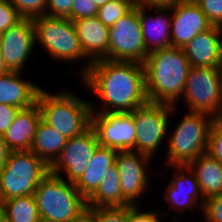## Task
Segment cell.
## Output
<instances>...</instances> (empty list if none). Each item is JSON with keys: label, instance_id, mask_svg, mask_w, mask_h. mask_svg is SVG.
Instances as JSON below:
<instances>
[{"label": "cell", "instance_id": "33", "mask_svg": "<svg viewBox=\"0 0 222 222\" xmlns=\"http://www.w3.org/2000/svg\"><path fill=\"white\" fill-rule=\"evenodd\" d=\"M98 5L92 0H74L71 9V20L97 16Z\"/></svg>", "mask_w": 222, "mask_h": 222}, {"label": "cell", "instance_id": "6", "mask_svg": "<svg viewBox=\"0 0 222 222\" xmlns=\"http://www.w3.org/2000/svg\"><path fill=\"white\" fill-rule=\"evenodd\" d=\"M50 167L32 151H11L0 169V192L4 201L33 195Z\"/></svg>", "mask_w": 222, "mask_h": 222}, {"label": "cell", "instance_id": "36", "mask_svg": "<svg viewBox=\"0 0 222 222\" xmlns=\"http://www.w3.org/2000/svg\"><path fill=\"white\" fill-rule=\"evenodd\" d=\"M138 205L128 206V222H161L159 212L139 210Z\"/></svg>", "mask_w": 222, "mask_h": 222}, {"label": "cell", "instance_id": "13", "mask_svg": "<svg viewBox=\"0 0 222 222\" xmlns=\"http://www.w3.org/2000/svg\"><path fill=\"white\" fill-rule=\"evenodd\" d=\"M32 18H23L0 35V51L10 71L22 72L35 46Z\"/></svg>", "mask_w": 222, "mask_h": 222}, {"label": "cell", "instance_id": "14", "mask_svg": "<svg viewBox=\"0 0 222 222\" xmlns=\"http://www.w3.org/2000/svg\"><path fill=\"white\" fill-rule=\"evenodd\" d=\"M151 157L134 150L118 151L116 165L120 176L123 197L131 204L137 205L139 197L149 184L145 170ZM138 199V200H137Z\"/></svg>", "mask_w": 222, "mask_h": 222}, {"label": "cell", "instance_id": "39", "mask_svg": "<svg viewBox=\"0 0 222 222\" xmlns=\"http://www.w3.org/2000/svg\"><path fill=\"white\" fill-rule=\"evenodd\" d=\"M11 151L6 146L3 135H0V169L5 165Z\"/></svg>", "mask_w": 222, "mask_h": 222}, {"label": "cell", "instance_id": "7", "mask_svg": "<svg viewBox=\"0 0 222 222\" xmlns=\"http://www.w3.org/2000/svg\"><path fill=\"white\" fill-rule=\"evenodd\" d=\"M35 42H40L52 60L78 61L87 59L73 21L68 18L37 16L32 19Z\"/></svg>", "mask_w": 222, "mask_h": 222}, {"label": "cell", "instance_id": "8", "mask_svg": "<svg viewBox=\"0 0 222 222\" xmlns=\"http://www.w3.org/2000/svg\"><path fill=\"white\" fill-rule=\"evenodd\" d=\"M182 98L188 111L220 118L222 104V68L191 66Z\"/></svg>", "mask_w": 222, "mask_h": 222}, {"label": "cell", "instance_id": "1", "mask_svg": "<svg viewBox=\"0 0 222 222\" xmlns=\"http://www.w3.org/2000/svg\"><path fill=\"white\" fill-rule=\"evenodd\" d=\"M81 79L102 102L98 111L91 103V113L132 112L148 102L141 63L98 60L91 63Z\"/></svg>", "mask_w": 222, "mask_h": 222}, {"label": "cell", "instance_id": "43", "mask_svg": "<svg viewBox=\"0 0 222 222\" xmlns=\"http://www.w3.org/2000/svg\"><path fill=\"white\" fill-rule=\"evenodd\" d=\"M4 213V199L2 193L0 192V214Z\"/></svg>", "mask_w": 222, "mask_h": 222}, {"label": "cell", "instance_id": "46", "mask_svg": "<svg viewBox=\"0 0 222 222\" xmlns=\"http://www.w3.org/2000/svg\"><path fill=\"white\" fill-rule=\"evenodd\" d=\"M40 222H55V221L40 219Z\"/></svg>", "mask_w": 222, "mask_h": 222}, {"label": "cell", "instance_id": "10", "mask_svg": "<svg viewBox=\"0 0 222 222\" xmlns=\"http://www.w3.org/2000/svg\"><path fill=\"white\" fill-rule=\"evenodd\" d=\"M147 55L139 22V7L135 5L113 26L109 27V47L106 60L143 64Z\"/></svg>", "mask_w": 222, "mask_h": 222}, {"label": "cell", "instance_id": "16", "mask_svg": "<svg viewBox=\"0 0 222 222\" xmlns=\"http://www.w3.org/2000/svg\"><path fill=\"white\" fill-rule=\"evenodd\" d=\"M174 168L177 172L171 180H168L164 199L174 210L182 212L184 209H191L194 211L197 207L202 210L205 199L194 172L188 165H174Z\"/></svg>", "mask_w": 222, "mask_h": 222}, {"label": "cell", "instance_id": "3", "mask_svg": "<svg viewBox=\"0 0 222 222\" xmlns=\"http://www.w3.org/2000/svg\"><path fill=\"white\" fill-rule=\"evenodd\" d=\"M61 91L63 92L51 94L42 88L37 97V104L41 119L70 139L91 125V102L71 92Z\"/></svg>", "mask_w": 222, "mask_h": 222}, {"label": "cell", "instance_id": "26", "mask_svg": "<svg viewBox=\"0 0 222 222\" xmlns=\"http://www.w3.org/2000/svg\"><path fill=\"white\" fill-rule=\"evenodd\" d=\"M4 214L11 222H40L34 195L5 200Z\"/></svg>", "mask_w": 222, "mask_h": 222}, {"label": "cell", "instance_id": "28", "mask_svg": "<svg viewBox=\"0 0 222 222\" xmlns=\"http://www.w3.org/2000/svg\"><path fill=\"white\" fill-rule=\"evenodd\" d=\"M95 222H128V206L125 207H88Z\"/></svg>", "mask_w": 222, "mask_h": 222}, {"label": "cell", "instance_id": "12", "mask_svg": "<svg viewBox=\"0 0 222 222\" xmlns=\"http://www.w3.org/2000/svg\"><path fill=\"white\" fill-rule=\"evenodd\" d=\"M91 126L101 146L117 151H136V130L132 112L91 113Z\"/></svg>", "mask_w": 222, "mask_h": 222}, {"label": "cell", "instance_id": "2", "mask_svg": "<svg viewBox=\"0 0 222 222\" xmlns=\"http://www.w3.org/2000/svg\"><path fill=\"white\" fill-rule=\"evenodd\" d=\"M143 66L148 101L177 106L191 68L183 49L170 46L151 52Z\"/></svg>", "mask_w": 222, "mask_h": 222}, {"label": "cell", "instance_id": "48", "mask_svg": "<svg viewBox=\"0 0 222 222\" xmlns=\"http://www.w3.org/2000/svg\"><path fill=\"white\" fill-rule=\"evenodd\" d=\"M220 119H222V104H221V110H220Z\"/></svg>", "mask_w": 222, "mask_h": 222}, {"label": "cell", "instance_id": "44", "mask_svg": "<svg viewBox=\"0 0 222 222\" xmlns=\"http://www.w3.org/2000/svg\"><path fill=\"white\" fill-rule=\"evenodd\" d=\"M177 4H184V3H197L198 0H175Z\"/></svg>", "mask_w": 222, "mask_h": 222}, {"label": "cell", "instance_id": "23", "mask_svg": "<svg viewBox=\"0 0 222 222\" xmlns=\"http://www.w3.org/2000/svg\"><path fill=\"white\" fill-rule=\"evenodd\" d=\"M188 166L194 172L204 199L222 194V165L207 152Z\"/></svg>", "mask_w": 222, "mask_h": 222}, {"label": "cell", "instance_id": "31", "mask_svg": "<svg viewBox=\"0 0 222 222\" xmlns=\"http://www.w3.org/2000/svg\"><path fill=\"white\" fill-rule=\"evenodd\" d=\"M22 19L23 17L9 0H0V35Z\"/></svg>", "mask_w": 222, "mask_h": 222}, {"label": "cell", "instance_id": "5", "mask_svg": "<svg viewBox=\"0 0 222 222\" xmlns=\"http://www.w3.org/2000/svg\"><path fill=\"white\" fill-rule=\"evenodd\" d=\"M215 118L206 113L187 112L176 128L171 129L167 141L166 164L188 165L207 152L209 132Z\"/></svg>", "mask_w": 222, "mask_h": 222}, {"label": "cell", "instance_id": "41", "mask_svg": "<svg viewBox=\"0 0 222 222\" xmlns=\"http://www.w3.org/2000/svg\"><path fill=\"white\" fill-rule=\"evenodd\" d=\"M8 71H10V70L6 67V64H5L3 56H2V52L0 51V75L5 74Z\"/></svg>", "mask_w": 222, "mask_h": 222}, {"label": "cell", "instance_id": "4", "mask_svg": "<svg viewBox=\"0 0 222 222\" xmlns=\"http://www.w3.org/2000/svg\"><path fill=\"white\" fill-rule=\"evenodd\" d=\"M33 195L40 219L71 222L88 208L74 183L50 172L38 183Z\"/></svg>", "mask_w": 222, "mask_h": 222}, {"label": "cell", "instance_id": "19", "mask_svg": "<svg viewBox=\"0 0 222 222\" xmlns=\"http://www.w3.org/2000/svg\"><path fill=\"white\" fill-rule=\"evenodd\" d=\"M40 119L41 112L37 103L20 109L12 124L3 134L8 149L10 151H29Z\"/></svg>", "mask_w": 222, "mask_h": 222}, {"label": "cell", "instance_id": "15", "mask_svg": "<svg viewBox=\"0 0 222 222\" xmlns=\"http://www.w3.org/2000/svg\"><path fill=\"white\" fill-rule=\"evenodd\" d=\"M171 14V46L182 49L199 33L213 25L196 3L175 4Z\"/></svg>", "mask_w": 222, "mask_h": 222}, {"label": "cell", "instance_id": "22", "mask_svg": "<svg viewBox=\"0 0 222 222\" xmlns=\"http://www.w3.org/2000/svg\"><path fill=\"white\" fill-rule=\"evenodd\" d=\"M117 150L99 145L80 179L76 189L87 200L99 187L107 171L116 164Z\"/></svg>", "mask_w": 222, "mask_h": 222}, {"label": "cell", "instance_id": "34", "mask_svg": "<svg viewBox=\"0 0 222 222\" xmlns=\"http://www.w3.org/2000/svg\"><path fill=\"white\" fill-rule=\"evenodd\" d=\"M202 211L207 222H222V194L206 199Z\"/></svg>", "mask_w": 222, "mask_h": 222}, {"label": "cell", "instance_id": "30", "mask_svg": "<svg viewBox=\"0 0 222 222\" xmlns=\"http://www.w3.org/2000/svg\"><path fill=\"white\" fill-rule=\"evenodd\" d=\"M207 153L222 165V119L214 120L208 140Z\"/></svg>", "mask_w": 222, "mask_h": 222}, {"label": "cell", "instance_id": "47", "mask_svg": "<svg viewBox=\"0 0 222 222\" xmlns=\"http://www.w3.org/2000/svg\"><path fill=\"white\" fill-rule=\"evenodd\" d=\"M134 5H136L140 0H130Z\"/></svg>", "mask_w": 222, "mask_h": 222}, {"label": "cell", "instance_id": "40", "mask_svg": "<svg viewBox=\"0 0 222 222\" xmlns=\"http://www.w3.org/2000/svg\"><path fill=\"white\" fill-rule=\"evenodd\" d=\"M71 222H95L93 214L87 209L79 217L73 219Z\"/></svg>", "mask_w": 222, "mask_h": 222}, {"label": "cell", "instance_id": "32", "mask_svg": "<svg viewBox=\"0 0 222 222\" xmlns=\"http://www.w3.org/2000/svg\"><path fill=\"white\" fill-rule=\"evenodd\" d=\"M196 4L213 26L222 27V0H198Z\"/></svg>", "mask_w": 222, "mask_h": 222}, {"label": "cell", "instance_id": "18", "mask_svg": "<svg viewBox=\"0 0 222 222\" xmlns=\"http://www.w3.org/2000/svg\"><path fill=\"white\" fill-rule=\"evenodd\" d=\"M182 49L191 66L222 68V27L199 33Z\"/></svg>", "mask_w": 222, "mask_h": 222}, {"label": "cell", "instance_id": "42", "mask_svg": "<svg viewBox=\"0 0 222 222\" xmlns=\"http://www.w3.org/2000/svg\"><path fill=\"white\" fill-rule=\"evenodd\" d=\"M94 3H96V5H98V7L105 5L107 2L111 1V0H92Z\"/></svg>", "mask_w": 222, "mask_h": 222}, {"label": "cell", "instance_id": "11", "mask_svg": "<svg viewBox=\"0 0 222 222\" xmlns=\"http://www.w3.org/2000/svg\"><path fill=\"white\" fill-rule=\"evenodd\" d=\"M98 146L96 132L90 125L81 134L67 139L60 155L50 166V173L60 177L64 173V179L75 184L82 176Z\"/></svg>", "mask_w": 222, "mask_h": 222}, {"label": "cell", "instance_id": "21", "mask_svg": "<svg viewBox=\"0 0 222 222\" xmlns=\"http://www.w3.org/2000/svg\"><path fill=\"white\" fill-rule=\"evenodd\" d=\"M20 73L8 71L0 75V104L25 109L37 103L42 87L22 79Z\"/></svg>", "mask_w": 222, "mask_h": 222}, {"label": "cell", "instance_id": "9", "mask_svg": "<svg viewBox=\"0 0 222 222\" xmlns=\"http://www.w3.org/2000/svg\"><path fill=\"white\" fill-rule=\"evenodd\" d=\"M177 106L147 102L133 111L136 151L152 158L169 133L170 114ZM168 132V133H167Z\"/></svg>", "mask_w": 222, "mask_h": 222}, {"label": "cell", "instance_id": "20", "mask_svg": "<svg viewBox=\"0 0 222 222\" xmlns=\"http://www.w3.org/2000/svg\"><path fill=\"white\" fill-rule=\"evenodd\" d=\"M152 10L154 13L156 11L157 15L147 17L148 8L139 7V22L148 54L171 46V14L168 12L170 9L152 8Z\"/></svg>", "mask_w": 222, "mask_h": 222}, {"label": "cell", "instance_id": "35", "mask_svg": "<svg viewBox=\"0 0 222 222\" xmlns=\"http://www.w3.org/2000/svg\"><path fill=\"white\" fill-rule=\"evenodd\" d=\"M73 1L74 0H47L45 15L71 20Z\"/></svg>", "mask_w": 222, "mask_h": 222}, {"label": "cell", "instance_id": "37", "mask_svg": "<svg viewBox=\"0 0 222 222\" xmlns=\"http://www.w3.org/2000/svg\"><path fill=\"white\" fill-rule=\"evenodd\" d=\"M19 108L0 104V135H3L19 112Z\"/></svg>", "mask_w": 222, "mask_h": 222}, {"label": "cell", "instance_id": "27", "mask_svg": "<svg viewBox=\"0 0 222 222\" xmlns=\"http://www.w3.org/2000/svg\"><path fill=\"white\" fill-rule=\"evenodd\" d=\"M134 6L130 0H111L99 7L97 18L105 26L111 27Z\"/></svg>", "mask_w": 222, "mask_h": 222}, {"label": "cell", "instance_id": "45", "mask_svg": "<svg viewBox=\"0 0 222 222\" xmlns=\"http://www.w3.org/2000/svg\"><path fill=\"white\" fill-rule=\"evenodd\" d=\"M0 222H11V221L8 219V217L4 213H2L0 214Z\"/></svg>", "mask_w": 222, "mask_h": 222}, {"label": "cell", "instance_id": "17", "mask_svg": "<svg viewBox=\"0 0 222 222\" xmlns=\"http://www.w3.org/2000/svg\"><path fill=\"white\" fill-rule=\"evenodd\" d=\"M73 24L82 50L89 61L81 67L82 77L92 62L108 58L109 27L105 26L97 16L74 20Z\"/></svg>", "mask_w": 222, "mask_h": 222}, {"label": "cell", "instance_id": "25", "mask_svg": "<svg viewBox=\"0 0 222 222\" xmlns=\"http://www.w3.org/2000/svg\"><path fill=\"white\" fill-rule=\"evenodd\" d=\"M131 204L123 197L117 165H113L87 199V207H125Z\"/></svg>", "mask_w": 222, "mask_h": 222}, {"label": "cell", "instance_id": "29", "mask_svg": "<svg viewBox=\"0 0 222 222\" xmlns=\"http://www.w3.org/2000/svg\"><path fill=\"white\" fill-rule=\"evenodd\" d=\"M23 18L45 15L47 0H9Z\"/></svg>", "mask_w": 222, "mask_h": 222}, {"label": "cell", "instance_id": "38", "mask_svg": "<svg viewBox=\"0 0 222 222\" xmlns=\"http://www.w3.org/2000/svg\"><path fill=\"white\" fill-rule=\"evenodd\" d=\"M175 4H177L175 0H140L136 6L149 10L152 8L171 9Z\"/></svg>", "mask_w": 222, "mask_h": 222}, {"label": "cell", "instance_id": "24", "mask_svg": "<svg viewBox=\"0 0 222 222\" xmlns=\"http://www.w3.org/2000/svg\"><path fill=\"white\" fill-rule=\"evenodd\" d=\"M67 138L40 119L30 151L49 167L60 155Z\"/></svg>", "mask_w": 222, "mask_h": 222}]
</instances>
